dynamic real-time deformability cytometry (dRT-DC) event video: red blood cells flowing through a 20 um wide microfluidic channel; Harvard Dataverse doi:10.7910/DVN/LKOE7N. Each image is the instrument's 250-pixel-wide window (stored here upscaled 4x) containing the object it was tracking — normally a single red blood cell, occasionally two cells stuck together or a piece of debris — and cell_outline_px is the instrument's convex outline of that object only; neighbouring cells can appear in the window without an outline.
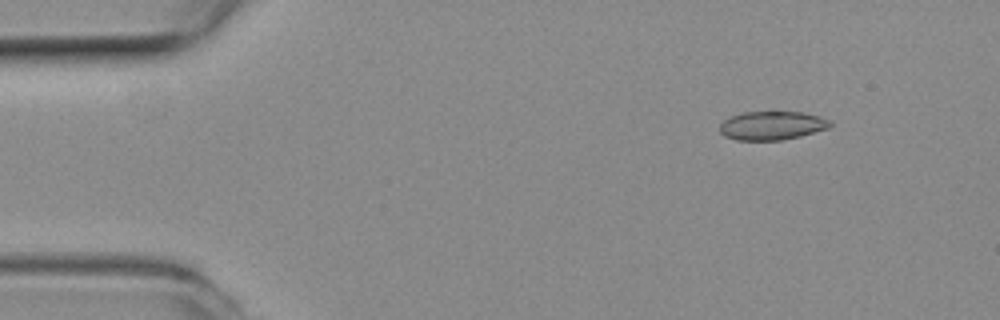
{"species": "common noctule bat (a hibernating species)", "species_latin": "Nyctalus noctula", "temperature_condition": "room temperature", "stored_images_in_passage": 13, "camera_frame_rate_fps": 3000, "um_per_image_px": 0.085, "animal": {"sex": "female", "body_mass_g": 19.3, "forearm_length_mm": 54.1}, "frame": {"image": 1, "passage_image": 6, "time_ms": 1.667, "image_size_px": [1000, 320], "cell_outline_px": [[832, 124], [828, 128], [800, 136], [780, 140], [736, 140], [724, 136], [720, 132], [720, 124], [724, 120], [732, 116], [744, 112], [804, 112], [820, 116], [832, 120]], "centroid_in_image_um": [65.64, 10.67], "position_along_channel_um": 19.4, "area_um2": 18.44}}